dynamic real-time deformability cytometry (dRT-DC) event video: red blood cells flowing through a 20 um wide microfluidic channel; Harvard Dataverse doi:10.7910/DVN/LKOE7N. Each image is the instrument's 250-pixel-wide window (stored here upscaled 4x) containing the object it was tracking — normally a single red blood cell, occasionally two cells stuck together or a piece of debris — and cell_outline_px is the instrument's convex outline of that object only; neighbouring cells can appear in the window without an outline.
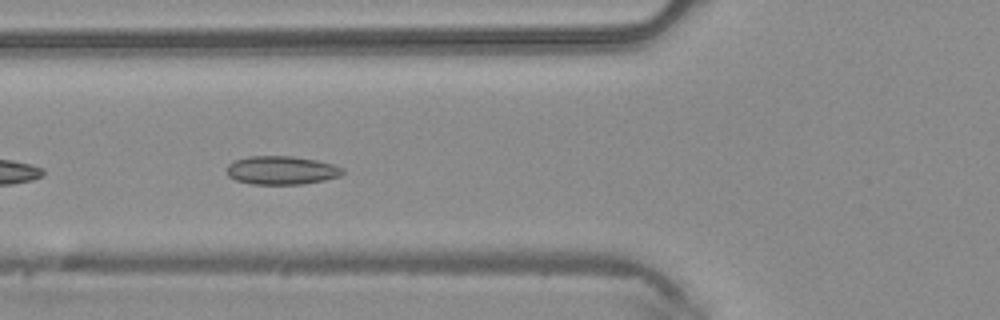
{"species": "common noctule bat (a hibernating species)", "species_latin": "Nyctalus noctula", "temperature_condition": "warm", "stored_images_in_passage": 21, "camera_frame_rate_fps": 3000, "um_per_image_px": 0.085, "animal": {"sex": "male", "body_mass_g": 20.4}, "frame": {"image": 1, "passage_image": 18, "time_ms": 5.667, "image_size_px": [1000, 320], "cell_outline_px": [[344, 172], [340, 176], [324, 180], [304, 184], [252, 184], [236, 180], [228, 176], [228, 164], [236, 160], [248, 156], [292, 156], [316, 160], [332, 164], [344, 168]], "centroid_in_image_um": [23.95, 14.47], "position_along_channel_um": 101.9, "area_um2": 19.19}}